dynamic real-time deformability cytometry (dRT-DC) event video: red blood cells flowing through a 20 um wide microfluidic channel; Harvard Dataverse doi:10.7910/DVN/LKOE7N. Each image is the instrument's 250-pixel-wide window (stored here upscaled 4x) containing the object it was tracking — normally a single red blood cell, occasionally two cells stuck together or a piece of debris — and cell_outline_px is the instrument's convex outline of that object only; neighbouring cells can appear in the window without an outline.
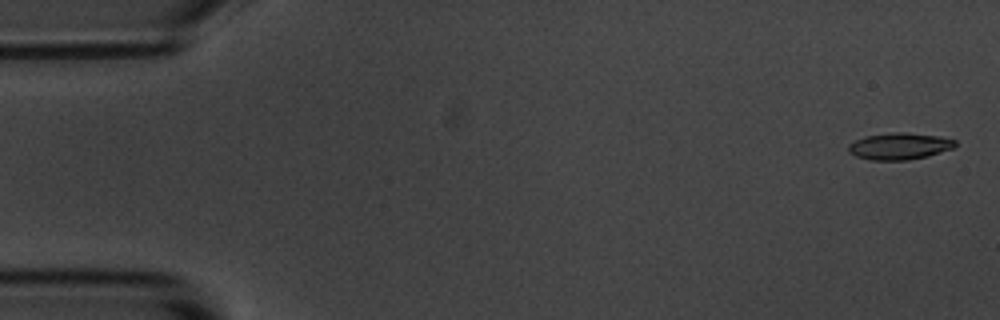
{"species": "common noctule bat (a hibernating species)", "species_latin": "Nyctalus noctula", "temperature_condition": "room temperature", "stored_images_in_passage": 5, "camera_frame_rate_fps": 3000, "um_per_image_px": 0.085, "animal": {"sex": "male", "body_mass_g": 20.1, "forearm_length_mm": 53.5}, "frame": {"image": 1, "passage_image": 1, "time_ms": 0.0, "image_size_px": [1000, 320], "cell_outline_px": [[956, 144], [952, 148], [928, 156], [908, 160], [868, 160], [856, 156], [848, 152], [848, 144], [864, 136], [892, 132], [904, 132], [940, 136], [956, 140]], "centroid_in_image_um": [76.43, 12.42], "position_along_channel_um": 8.6, "area_um2": 16.7}}
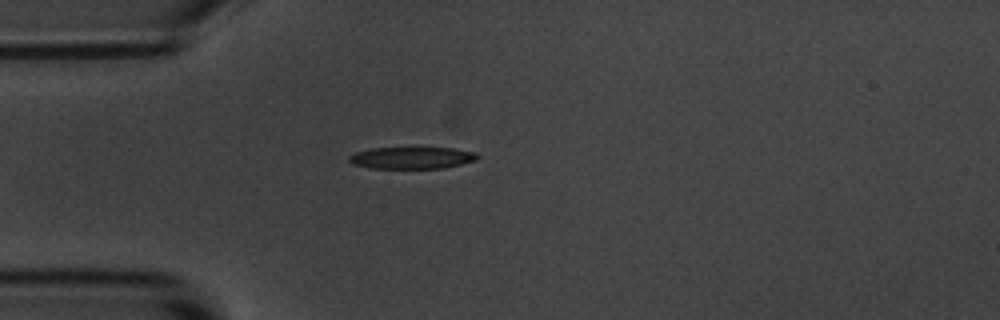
{"frame": {"image": 2, "passage_image": 4, "time_ms": 4.333, "image_size_px": [1000, 320], "cell_outline_px": [[480, 156], [476, 160], [444, 168], [372, 168], [352, 164], [348, 160], [348, 156], [356, 152], [372, 148], [452, 148], [476, 152]], "centroid_in_image_um": [35.01, 13.41], "position_along_channel_um": 50.0, "area_um2": 16.3}}